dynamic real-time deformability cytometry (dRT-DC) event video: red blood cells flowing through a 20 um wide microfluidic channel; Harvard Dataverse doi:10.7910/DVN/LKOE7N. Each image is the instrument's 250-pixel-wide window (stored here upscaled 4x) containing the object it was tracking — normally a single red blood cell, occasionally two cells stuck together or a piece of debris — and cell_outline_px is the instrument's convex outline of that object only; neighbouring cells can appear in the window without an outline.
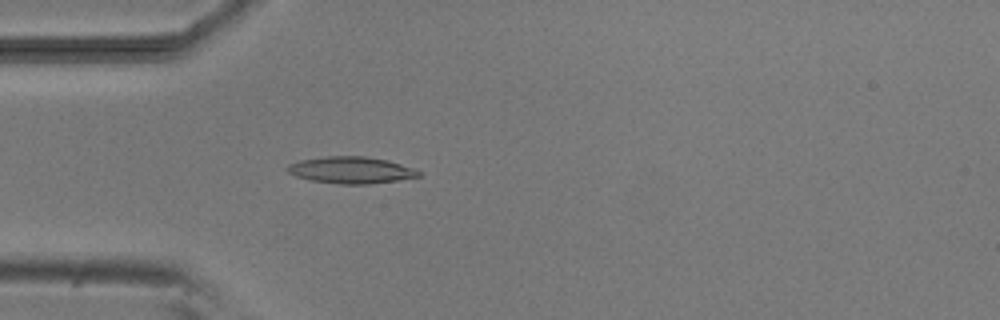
{"species": "common noctule bat (a hibernating species)", "species_latin": "Nyctalus noctula", "temperature_condition": "room temperature", "stored_images_in_passage": 48, "camera_frame_rate_fps": 3000, "um_per_image_px": 0.085, "animal": {"sex": "male", "body_mass_g": 20.5, "forearm_length_mm": 52.5}, "frame": {"image": 1, "passage_image": 10, "time_ms": 3.0, "image_size_px": [1000, 320], "cell_outline_px": [[420, 176], [396, 180], [368, 184], [340, 184], [312, 180], [296, 176], [288, 172], [284, 168], [288, 164], [300, 160], [324, 156], [364, 156], [388, 160], [412, 168], [420, 172]], "centroid_in_image_um": [29.79, 14.45], "position_along_channel_um": 55.2, "area_um2": 20.29}}
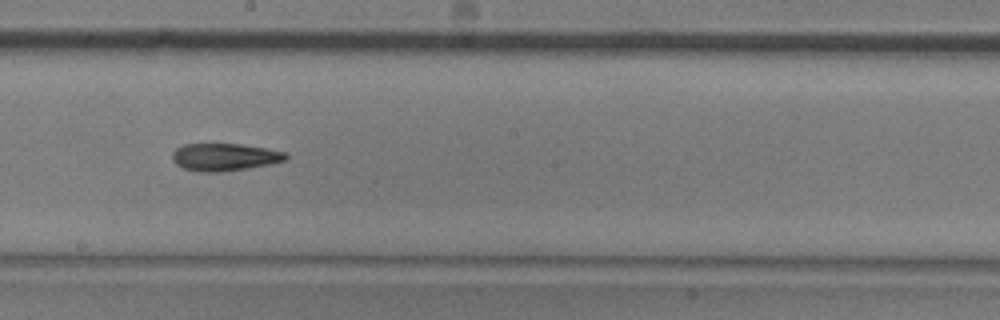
{"frame": {"image": 2, "passage_image": 24, "time_ms": 7.667, "image_size_px": [1000, 320], "cell_outline_px": [[288, 160], [268, 164], [244, 168], [216, 172], [200, 172], [184, 168], [176, 164], [172, 160], [172, 152], [176, 148], [184, 144], [240, 144], [268, 148], [288, 152]], "centroid_in_image_um": [19.1, 13.33], "position_along_channel_um": 229.1, "area_um2": 18.15}}
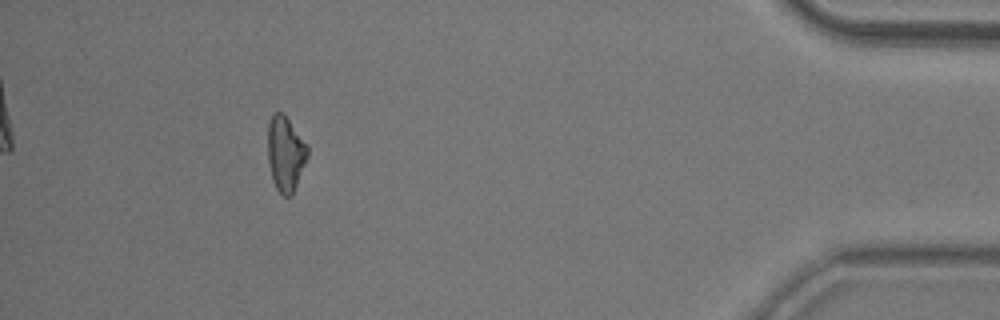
{"frame": {"image": 3, "passage_image": 43, "time_ms": 14.0, "image_size_px": [1000, 320], "cell_outline_px": [[308, 156], [292, 196], [284, 196], [276, 188], [272, 180], [268, 160], [268, 124], [272, 116], [276, 112], [284, 112], [308, 144]], "centroid_in_image_um": [24.28, 13.04], "position_along_channel_um": 410.9, "area_um2": 17.57}, "authors_computed_cell_mechanics": {"area_um2": 18.1492, "velocity_mm_per_s": 3.811, "shape_relaxation_time_tau1_ms": 7.4661, "shape_relaxation_time_tau2_ms": 7.9743, "deformation_change_tau1": 0.1652, "deformation_change_tau2": 0.1924}}